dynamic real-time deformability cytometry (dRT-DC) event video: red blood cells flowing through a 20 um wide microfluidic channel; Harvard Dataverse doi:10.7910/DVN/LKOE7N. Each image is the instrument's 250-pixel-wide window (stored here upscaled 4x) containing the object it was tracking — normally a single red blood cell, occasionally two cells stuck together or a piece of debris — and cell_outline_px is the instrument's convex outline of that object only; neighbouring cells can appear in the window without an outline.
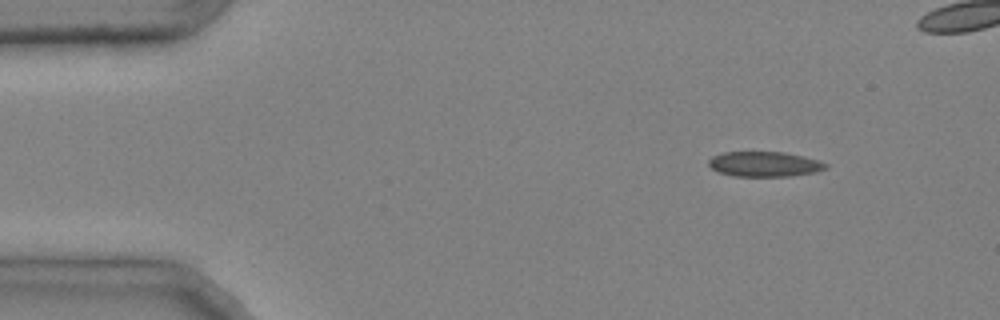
{"species": "common noctule bat (a hibernating species)", "species_latin": "Nyctalus noctula", "temperature_condition": "cold", "stored_images_in_passage": 41, "camera_frame_rate_fps": 3000, "um_per_image_px": 0.085, "animal": {"sex": "male", "body_mass_g": 20.4}, "frame": {"image": 1, "passage_image": 1, "time_ms": 0.0, "image_size_px": [1000, 320], "cell_outline_px": [[828, 168], [816, 172], [792, 176], [732, 176], [720, 172], [712, 168], [708, 164], [708, 160], [712, 156], [724, 152], [784, 152], [816, 160], [828, 164]], "centroid_in_image_um": [64.97, 13.95], "position_along_channel_um": 20.0, "area_um2": 16.99}}
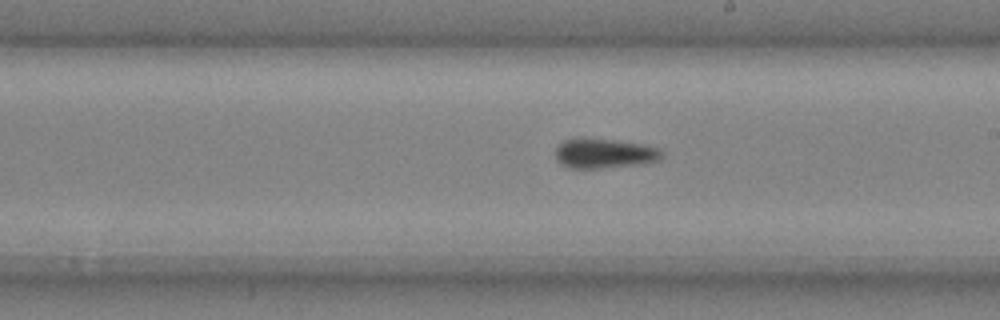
{"frame": {"image": 2, "passage_image": 23, "time_ms": 7.333, "image_size_px": [1000, 320], "cell_outline_px": [[660, 160], [644, 164], [604, 168], [568, 168], [560, 164], [556, 160], [556, 148], [564, 140], [616, 140], [640, 144], [660, 148]], "centroid_in_image_um": [51.38, 13.08], "position_along_channel_um": 237.6, "area_um2": 18.03}}
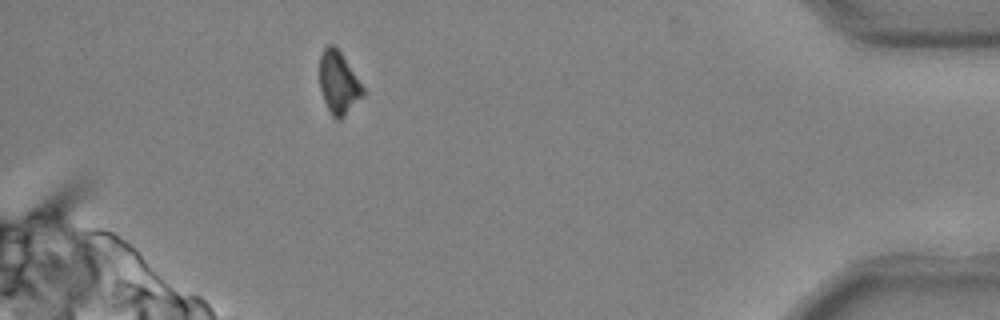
{"frame": {"image": 3, "passage_image": 39, "time_ms": 12.667, "image_size_px": [1000, 320], "cell_outline_px": [[368, 92], [340, 120], [336, 120], [332, 116], [324, 100], [320, 88], [320, 56], [324, 48], [328, 44], [332, 44], [340, 52]], "centroid_in_image_um": [28.81, 7.06], "position_along_channel_um": 406.4, "area_um2": 15.84}}